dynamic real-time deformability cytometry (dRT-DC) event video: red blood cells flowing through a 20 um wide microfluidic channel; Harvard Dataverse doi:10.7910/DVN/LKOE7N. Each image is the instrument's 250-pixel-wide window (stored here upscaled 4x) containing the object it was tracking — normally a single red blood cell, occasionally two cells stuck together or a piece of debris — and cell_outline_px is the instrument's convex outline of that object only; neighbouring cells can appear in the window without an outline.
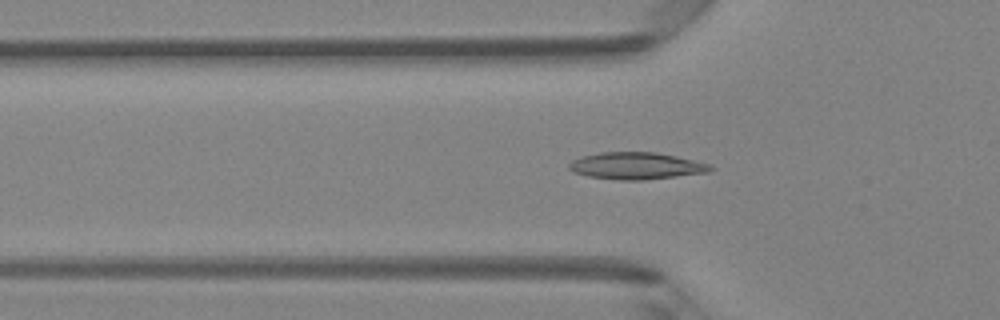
{"species": "Egyptian fruit bat (a non-hibernating species)", "species_latin": "Rousettus aegyptiacus", "temperature_condition": "room temperature", "stored_images_in_passage": 48, "camera_frame_rate_fps": 3000, "um_per_image_px": 0.085, "animal": {"sex": "female"}, "frame": {"image": 1, "passage_image": 16, "time_ms": 5.0, "image_size_px": [1000, 320], "cell_outline_px": [[716, 168], [708, 172], [644, 180], [620, 180], [588, 176], [572, 172], [568, 168], [568, 164], [572, 160], [584, 156], [600, 152], [656, 152], [676, 156], [712, 164]], "centroid_in_image_um": [54.1, 14.09], "position_along_channel_um": 71.7, "area_um2": 22.25}}
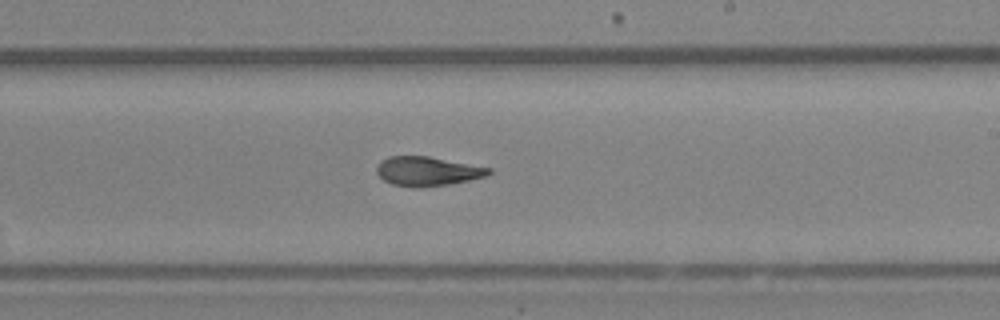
{"frame": {"image": 2, "passage_image": 29, "time_ms": 9.333, "image_size_px": [1000, 320], "cell_outline_px": [[492, 172], [488, 176], [448, 184], [420, 188], [412, 188], [392, 184], [384, 180], [376, 172], [376, 168], [380, 160], [388, 156], [428, 156], [492, 168]], "centroid_in_image_um": [36.32, 14.56], "position_along_channel_um": 252.7, "area_um2": 19.25}}
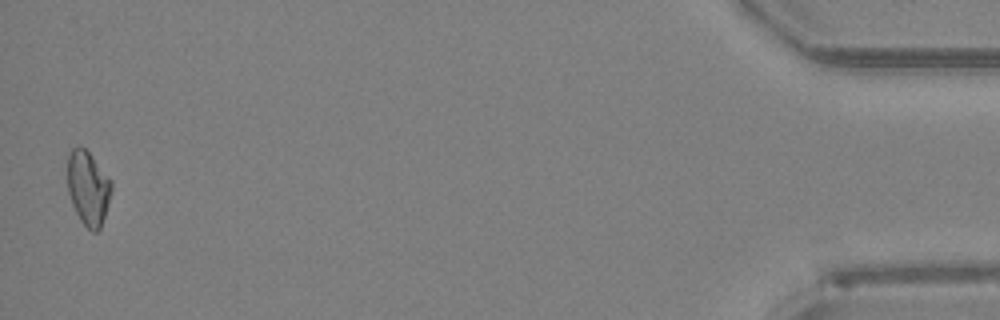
{"frame": {"image": 3, "passage_image": 48, "time_ms": 15.667, "image_size_px": [1000, 320], "cell_outline_px": [[112, 188], [104, 216], [100, 228], [96, 232], [92, 232], [80, 220], [72, 204], [68, 192], [68, 152], [72, 148], [84, 148], [92, 156], [112, 180]], "centroid_in_image_um": [7.49, 15.98], "position_along_channel_um": 427.7, "area_um2": 18.79}, "authors_computed_cell_mechanics": {"area_um2": 19.6809, "velocity_mm_per_s": 4.1678, "shape_relaxation_time_tau1_ms": null, "shape_relaxation_time_tau2_ms": 2.6092, "deformation_change_tau1": null, "deformation_change_tau2": 0.0752}}